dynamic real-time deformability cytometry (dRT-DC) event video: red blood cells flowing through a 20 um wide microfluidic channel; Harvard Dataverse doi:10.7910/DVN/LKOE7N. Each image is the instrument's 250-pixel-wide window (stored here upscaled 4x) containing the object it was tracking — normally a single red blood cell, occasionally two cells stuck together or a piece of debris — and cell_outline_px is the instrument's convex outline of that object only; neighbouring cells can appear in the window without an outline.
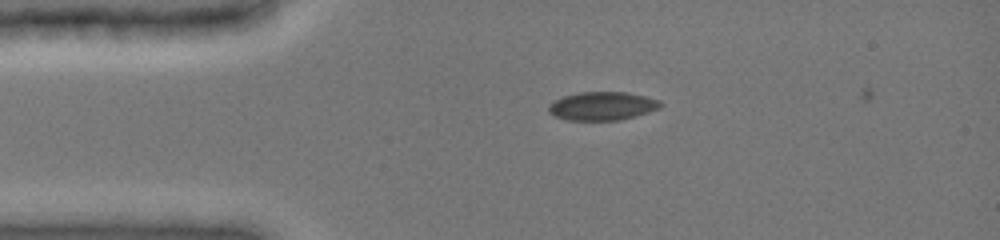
{"species": "common noctule bat (a hibernating species)", "species_latin": "Nyctalus noctula", "temperature_condition": "cold", "stored_images_in_passage": 6, "camera_frame_rate_fps": 3000, "um_per_image_px": 0.085, "animal": {"sex": "female", "body_mass_g": 19.0, "forearm_length_mm": 51.5}, "frame": {"image": 1, "passage_image": 2, "time_ms": 0.667, "image_size_px": [1000, 240], "cell_outline_px": [[664, 104], [660, 108], [636, 116], [620, 120], [568, 120], [556, 116], [548, 112], [548, 104], [564, 96], [580, 92], [628, 92], [660, 100]], "centroid_in_image_um": [51.22, 9.01], "position_along_channel_um": 33.8, "area_um2": 18.55}}